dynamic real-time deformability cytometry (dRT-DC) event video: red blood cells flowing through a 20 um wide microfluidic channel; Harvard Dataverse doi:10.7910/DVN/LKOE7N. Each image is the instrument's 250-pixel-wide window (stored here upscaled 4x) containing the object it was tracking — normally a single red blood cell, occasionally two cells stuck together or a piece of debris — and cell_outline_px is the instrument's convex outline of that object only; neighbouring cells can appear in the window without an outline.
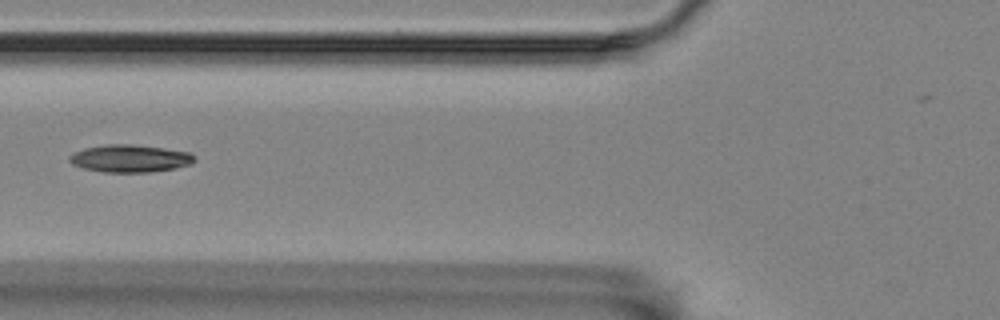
{"species": "Egyptian fruit bat (a non-hibernating species)", "species_latin": "Rousettus aegyptiacus", "temperature_condition": "room temperature", "stored_images_in_passage": 4, "camera_frame_rate_fps": 3000, "um_per_image_px": 0.085, "animal": {"sex": "female"}, "frame": {"image": 1, "passage_image": 2, "time_ms": 0.333, "image_size_px": [1000, 320], "cell_outline_px": [[196, 160], [192, 164], [176, 168], [148, 172], [104, 172], [84, 168], [72, 164], [68, 160], [68, 156], [72, 152], [84, 148], [108, 144], [132, 144], [164, 148], [192, 152]], "centroid_in_image_um": [11.06, 13.46], "position_along_channel_um": 114.7, "area_um2": 20.23}}
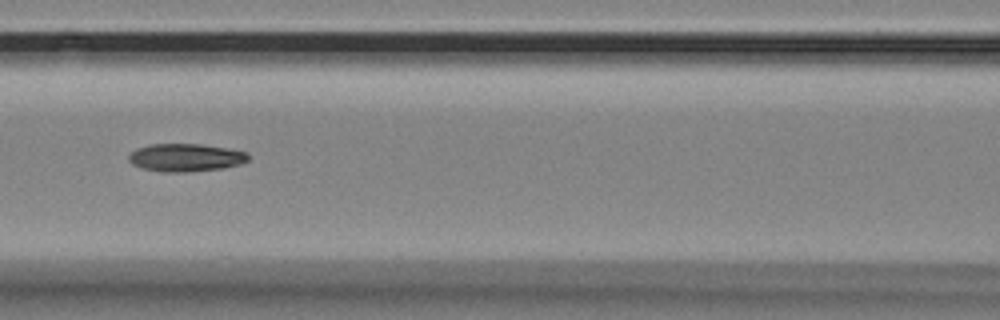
{"frame": {"image": 2, "passage_image": 3, "time_ms": 0.667, "image_size_px": [1000, 320], "cell_outline_px": [[248, 160], [240, 164], [224, 168], [184, 172], [160, 172], [144, 168], [132, 164], [128, 160], [128, 156], [136, 148], [148, 144], [204, 144], [228, 148], [248, 152]], "centroid_in_image_um": [15.78, 13.38], "position_along_channel_um": 150.8, "area_um2": 19.54}}
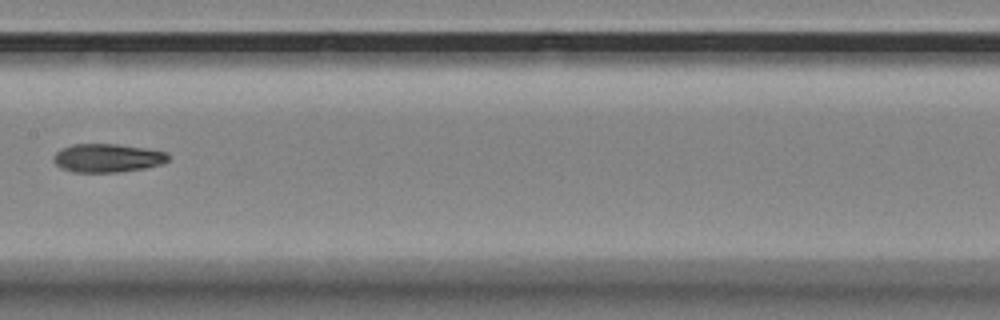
{"frame": {"image": 3, "passage_image": 4, "time_ms": 1.0, "image_size_px": [1000, 320], "cell_outline_px": [[168, 160], [164, 164], [144, 168], [120, 172], [72, 172], [60, 168], [52, 160], [52, 156], [56, 152], [72, 144], [116, 144], [144, 148], [168, 152]], "centroid_in_image_um": [9.12, 13.44], "position_along_channel_um": 198.3, "area_um2": 19.13}}